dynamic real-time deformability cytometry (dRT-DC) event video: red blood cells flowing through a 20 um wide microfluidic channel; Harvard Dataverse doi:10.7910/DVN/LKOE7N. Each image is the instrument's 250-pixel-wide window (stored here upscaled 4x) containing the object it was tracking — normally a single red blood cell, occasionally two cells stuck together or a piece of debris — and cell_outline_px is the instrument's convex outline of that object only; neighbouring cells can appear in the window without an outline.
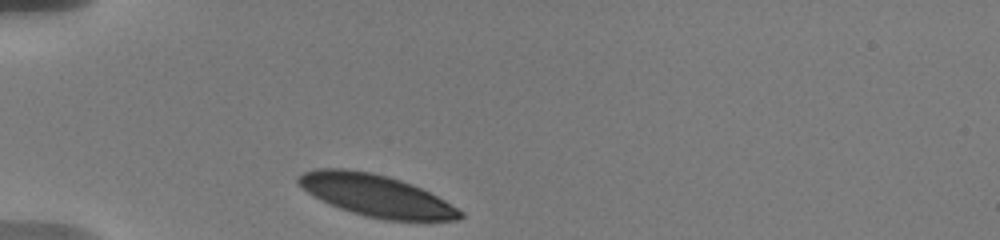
{"species": "human", "species_latin": "Homo sapiens", "temperature_condition": "warm", "stored_images_in_passage": 17, "camera_frame_rate_fps": 3000, "um_per_image_px": 0.085, "donor": {"sex": "male"}, "frame": {"image": 1, "passage_image": 1, "time_ms": 0.0, "image_size_px": [1000, 240], "cell_outline_px": [[464, 216], [460, 220], [384, 220], [364, 216], [328, 204], [320, 200], [308, 192], [296, 180], [296, 176], [304, 172], [316, 168], [344, 168], [372, 172], [388, 176], [412, 184], [444, 200], [464, 212]], "centroid_in_image_um": [31.95, 16.61], "position_along_channel_um": 53.0, "area_um2": 39.36}}
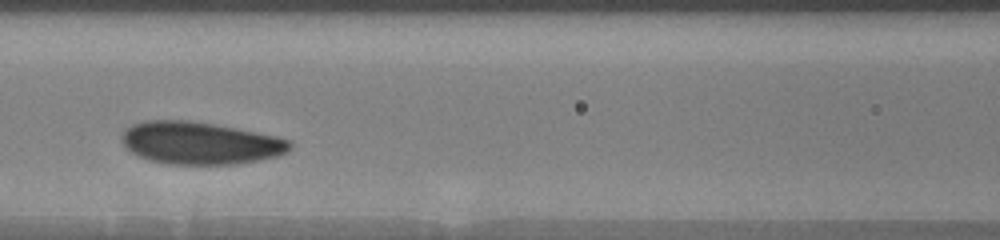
{"frame": {"image": 2, "passage_image": 10, "time_ms": 3.333, "image_size_px": [1000, 240], "cell_outline_px": [[292, 148], [288, 152], [276, 156], [236, 164], [168, 164], [148, 160], [132, 152], [120, 140], [124, 132], [132, 124], [144, 120], [188, 120], [216, 124], [276, 136], [288, 140], [292, 144]], "centroid_in_image_um": [17.0, 12.15], "position_along_channel_um": 149.6, "area_um2": 41.44}}
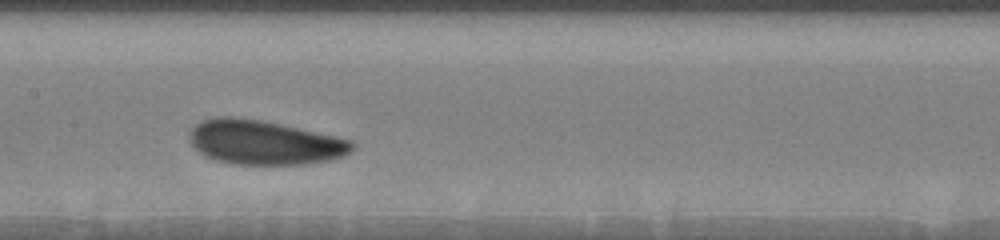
{"frame": {"image": 3, "passage_image": 16, "time_ms": 4.333, "image_size_px": [1000, 240], "cell_outline_px": [[356, 144], [344, 156], [328, 160], [304, 164], [232, 164], [216, 160], [204, 156], [192, 144], [188, 136], [188, 132], [200, 120], [216, 116], [232, 116], [260, 120], [280, 124], [336, 136], [352, 140]], "centroid_in_image_um": [22.42, 12.1], "position_along_channel_um": 185.0, "area_um2": 42.02}}